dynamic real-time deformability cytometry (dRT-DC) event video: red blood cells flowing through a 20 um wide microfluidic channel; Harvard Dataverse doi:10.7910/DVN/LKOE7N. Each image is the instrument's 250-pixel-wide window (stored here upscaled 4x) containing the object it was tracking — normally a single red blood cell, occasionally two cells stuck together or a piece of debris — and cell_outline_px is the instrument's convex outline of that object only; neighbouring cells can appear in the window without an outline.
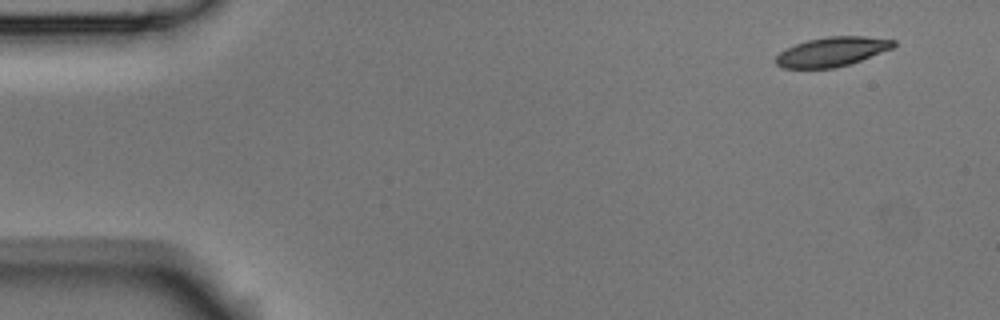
{"species": "Egyptian fruit bat (a non-hibernating species)", "species_latin": "Rousettus aegyptiacus", "temperature_condition": "room temperature", "stored_images_in_passage": 5, "camera_frame_rate_fps": 3000, "um_per_image_px": 0.085, "animal": {"sex": "male"}, "frame": {"image": 1, "passage_image": 1, "time_ms": 0.0, "image_size_px": [1000, 320], "cell_outline_px": [[896, 44], [892, 48], [860, 60], [836, 68], [780, 68], [776, 64], [776, 56], [780, 52], [796, 44], [808, 40], [828, 36], [864, 36], [896, 40]], "centroid_in_image_um": [70.71, 4.39], "position_along_channel_um": 14.3, "area_um2": 19.94}}
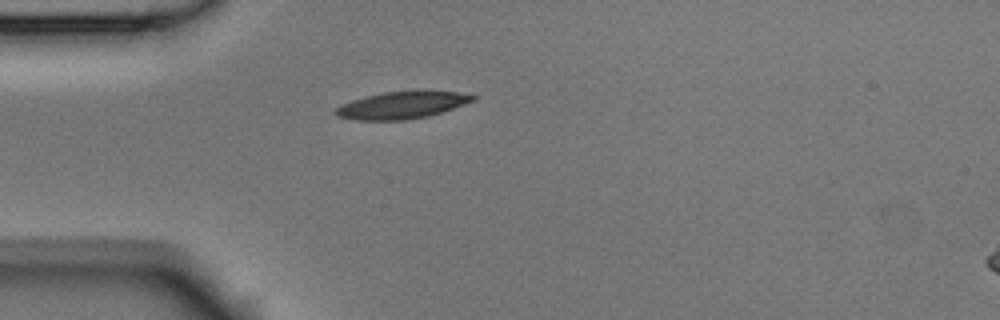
{"frame": {"image": 2, "passage_image": 4, "time_ms": 1.0, "image_size_px": [1000, 320], "cell_outline_px": [[476, 100], [428, 116], [408, 120], [356, 120], [336, 116], [332, 112], [340, 104], [364, 96], [384, 92], [412, 88], [428, 88], [456, 92], [476, 96]], "centroid_in_image_um": [34.16, 8.89], "position_along_channel_um": 50.8, "area_um2": 22.6}}